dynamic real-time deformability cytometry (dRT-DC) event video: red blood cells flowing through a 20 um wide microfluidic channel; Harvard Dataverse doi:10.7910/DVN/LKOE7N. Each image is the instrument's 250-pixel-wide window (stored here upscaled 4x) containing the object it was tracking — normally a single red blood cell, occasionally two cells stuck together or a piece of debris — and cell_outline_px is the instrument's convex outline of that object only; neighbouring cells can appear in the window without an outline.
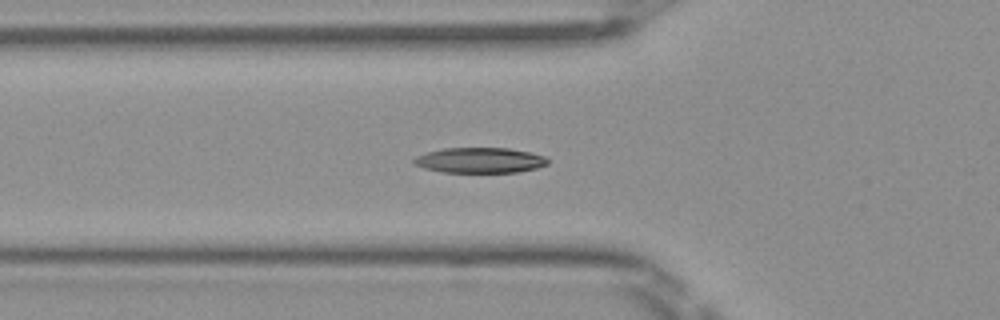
{"species": "Egyptian fruit bat (a non-hibernating species)", "species_latin": "Rousettus aegyptiacus", "temperature_condition": "room temperature", "stored_images_in_passage": 32, "camera_frame_rate_fps": 3000, "um_per_image_px": 0.085, "frame": {"image": 1, "passage_image": 4, "time_ms": 1.0, "image_size_px": [1000, 320], "cell_outline_px": [[548, 164], [536, 168], [516, 172], [440, 172], [424, 168], [412, 164], [412, 160], [416, 156], [428, 152], [444, 148], [508, 148], [528, 152], [544, 156], [548, 160]], "centroid_in_image_um": [40.75, 13.62], "position_along_channel_um": 85.1, "area_um2": 19.71}}
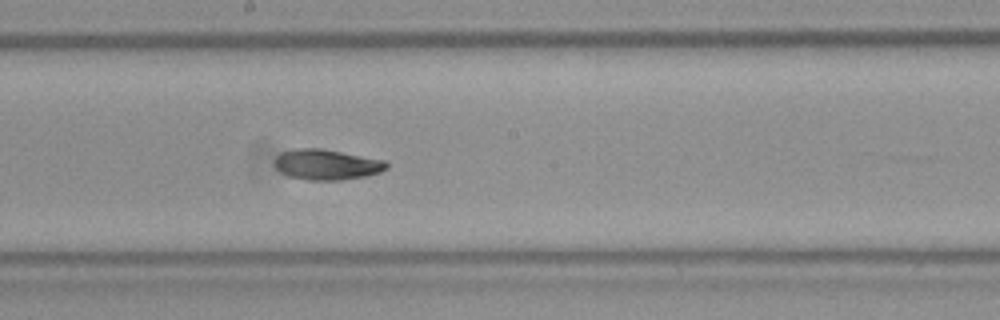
{"frame": {"image": 2, "passage_image": 14, "time_ms": 4.333, "image_size_px": [1000, 320], "cell_outline_px": [[388, 168], [380, 172], [364, 176], [340, 180], [308, 180], [288, 176], [280, 172], [276, 168], [276, 156], [280, 152], [292, 148], [320, 148], [384, 160], [388, 164]], "centroid_in_image_um": [27.74, 13.98], "position_along_channel_um": 220.5, "area_um2": 19.83}}
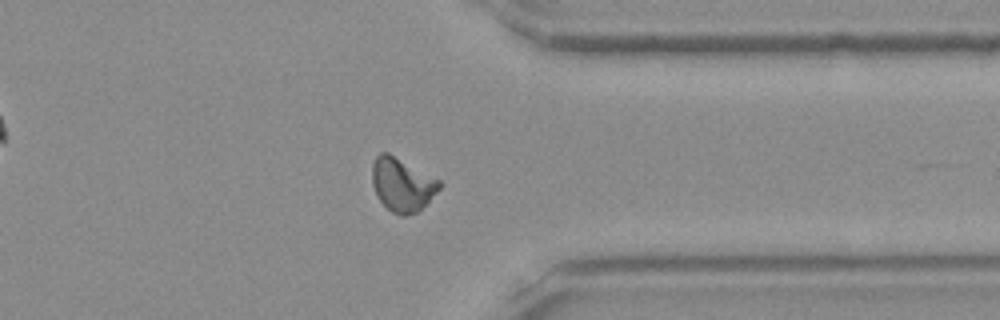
{"frame": {"image": 3, "passage_image": 26, "time_ms": 8.333, "image_size_px": [1000, 320], "cell_outline_px": [[444, 184], [416, 212], [404, 216], [400, 216], [392, 212], [376, 196], [372, 184], [372, 164], [376, 156], [380, 152], [388, 152], [440, 180]], "centroid_in_image_um": [34.16, 15.67], "position_along_channel_um": 377.2, "area_um2": 20.81}, "authors_computed_cell_mechanics": {"area_um2": 20.0855, "velocity_mm_per_s": 4.0471, "shape_relaxation_time_tau1_ms": 2.9628, "shape_relaxation_time_tau2_ms": 1.733, "deformation_change_tau1": 0.1351, "deformation_change_tau2": 0.0645}}